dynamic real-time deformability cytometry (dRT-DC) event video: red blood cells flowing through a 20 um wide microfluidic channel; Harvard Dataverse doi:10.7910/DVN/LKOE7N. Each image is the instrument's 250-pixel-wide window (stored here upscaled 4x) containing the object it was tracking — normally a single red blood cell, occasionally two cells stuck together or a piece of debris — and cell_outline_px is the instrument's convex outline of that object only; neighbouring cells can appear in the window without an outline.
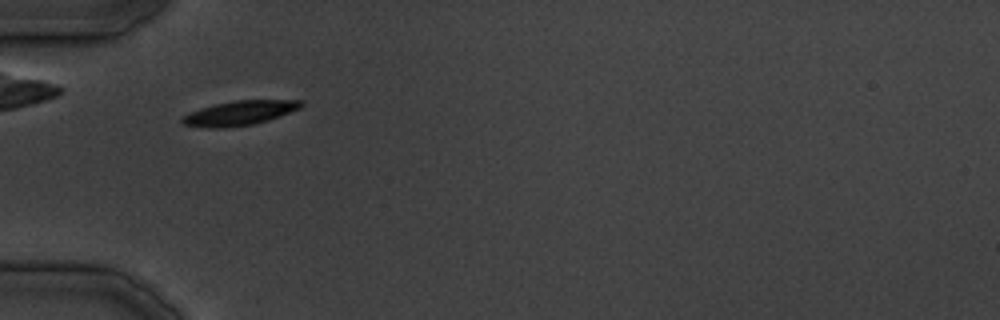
{"species": "common noctule bat (a hibernating species)", "species_latin": "Nyctalus noctula", "temperature_condition": "cold", "stored_images_in_passage": 21, "camera_frame_rate_fps": 3000, "um_per_image_px": 0.085, "animal": {"sex": "male", "body_mass_g": 19.5, "forearm_length_mm": 54.6}, "frame": {"image": 1, "passage_image": 1, "time_ms": 0.0, "image_size_px": [1000, 320], "cell_outline_px": [[304, 104], [300, 108], [280, 116], [268, 120], [252, 124], [224, 128], [208, 128], [184, 124], [180, 120], [188, 112], [200, 108], [232, 100], [304, 100]], "centroid_in_image_um": [20.37, 9.6], "position_along_channel_um": 64.6, "area_um2": 16.94}}